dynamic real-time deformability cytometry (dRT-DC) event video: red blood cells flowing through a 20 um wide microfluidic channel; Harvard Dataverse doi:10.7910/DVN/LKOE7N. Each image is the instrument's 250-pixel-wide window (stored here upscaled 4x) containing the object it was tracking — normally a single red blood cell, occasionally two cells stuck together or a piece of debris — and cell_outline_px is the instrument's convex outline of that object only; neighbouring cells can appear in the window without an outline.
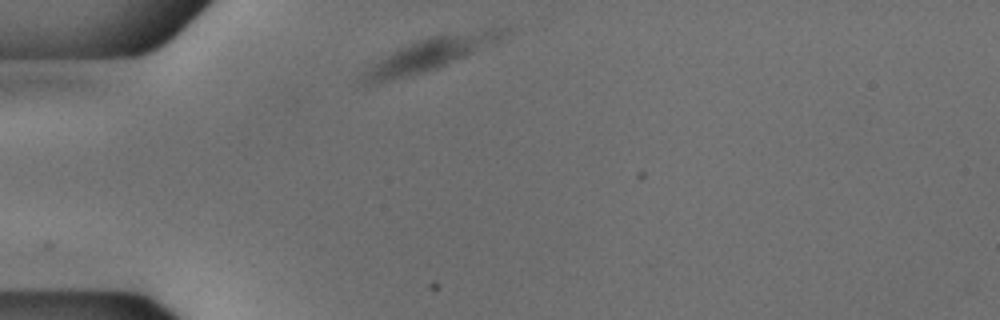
{"species": "common noctule bat (a hibernating species)", "species_latin": "Nyctalus noctula", "temperature_condition": "cold", "stored_images_in_passage": 37, "camera_frame_rate_fps": 3000, "um_per_image_px": 0.085, "animal": {"sex": "male", "body_mass_g": 18.8}, "frame": {"image": 1, "passage_image": 1, "time_ms": 0.0, "image_size_px": [1000, 320], "cell_outline_px": [[504, 32], [500, 40], [436, 68], [372, 84], [364, 84], [360, 80], [364, 72], [368, 68], [400, 48], [428, 36], [492, 28], [500, 28]], "centroid_in_image_um": [36.54, 4.59], "position_along_channel_um": 48.5, "area_um2": 24.97}}
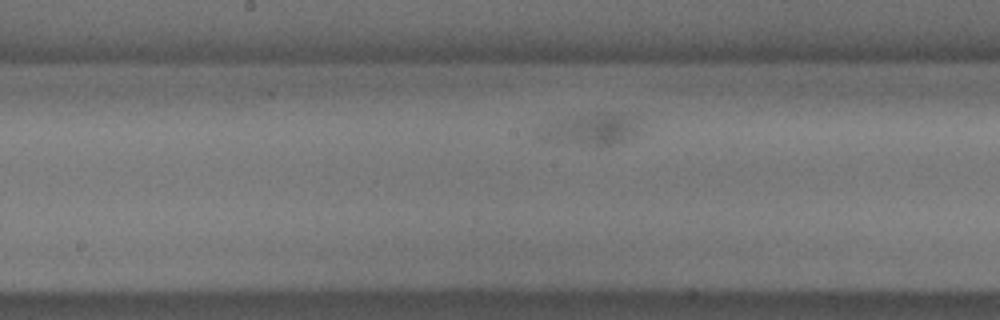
{"frame": {"image": 2, "passage_image": 16, "time_ms": 5.0, "image_size_px": [1000, 320], "cell_outline_px": [[644, 120], [640, 132], [616, 144], [600, 148], [540, 140], [532, 132], [540, 124], [548, 120], [560, 116], [596, 112], [624, 112], [640, 116]], "centroid_in_image_um": [50.19, 10.95], "position_along_channel_um": 198.0, "area_um2": 21.15}}
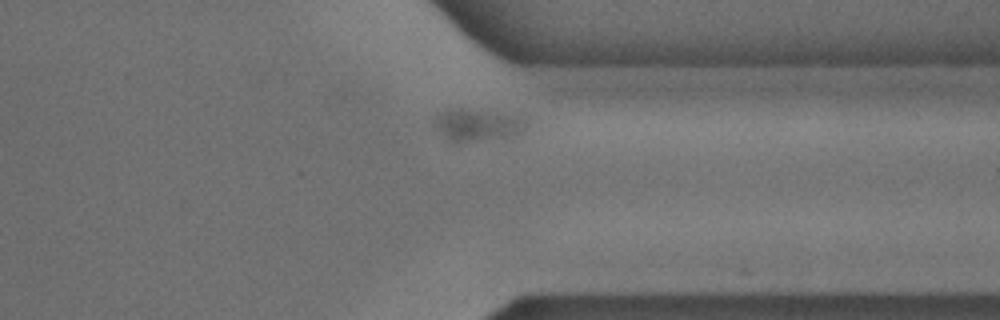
{"frame": {"image": 3, "passage_image": 31, "time_ms": 10.0, "image_size_px": [1000, 320], "cell_outline_px": [[532, 124], [524, 132], [512, 136], [476, 140], [448, 140], [432, 128], [432, 116], [436, 112], [448, 104], [464, 104], [488, 108], [524, 116]], "centroid_in_image_um": [40.54, 10.45], "position_along_channel_um": 370.9, "area_um2": 19.59}}